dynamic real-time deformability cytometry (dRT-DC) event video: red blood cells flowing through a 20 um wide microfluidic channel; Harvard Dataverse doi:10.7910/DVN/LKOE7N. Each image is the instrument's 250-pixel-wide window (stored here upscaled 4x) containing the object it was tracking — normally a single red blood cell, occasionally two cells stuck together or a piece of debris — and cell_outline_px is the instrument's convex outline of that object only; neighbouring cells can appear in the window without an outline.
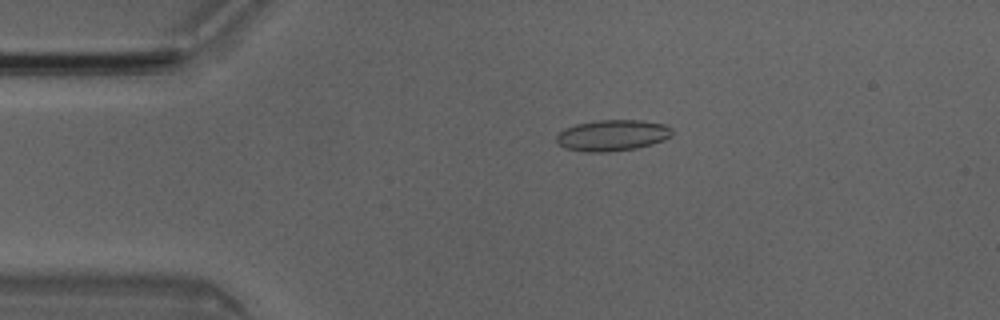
{"species": "Egyptian fruit bat (a non-hibernating species)", "species_latin": "Rousettus aegyptiacus", "temperature_condition": "room temperature", "stored_images_in_passage": 4, "camera_frame_rate_fps": 3000, "um_per_image_px": 0.085, "animal": {"sex": "male"}, "frame": {"image": 1, "passage_image": 3, "time_ms": 0.667, "image_size_px": [1000, 320], "cell_outline_px": [[672, 136], [664, 140], [652, 144], [636, 148], [608, 152], [588, 152], [564, 148], [556, 144], [556, 136], [564, 128], [576, 124], [596, 120], [644, 120], [664, 124], [672, 128]], "centroid_in_image_um": [52.04, 11.5], "position_along_channel_um": 33.0, "area_um2": 21.21}}